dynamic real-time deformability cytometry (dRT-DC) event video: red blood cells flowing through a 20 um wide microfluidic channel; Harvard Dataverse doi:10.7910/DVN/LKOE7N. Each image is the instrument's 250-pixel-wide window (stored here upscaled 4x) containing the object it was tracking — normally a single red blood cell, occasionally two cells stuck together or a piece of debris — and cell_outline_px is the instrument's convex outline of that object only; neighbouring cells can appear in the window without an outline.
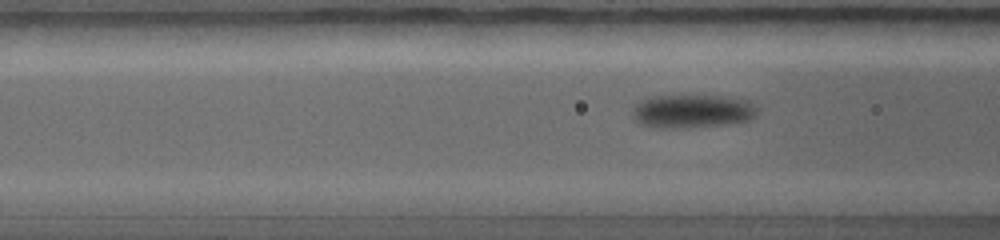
{"species": "common noctule bat (a hibernating species)", "species_latin": "Nyctalus noctula", "temperature_condition": "warm", "stored_images_in_passage": 44, "camera_frame_rate_fps": 5000, "um_per_image_px": 0.085, "animal": {"sex": "female", "body_mass_g": 19.0, "forearm_length_mm": 56.7}, "frame": {"image": 1, "passage_image": 4, "time_ms": 0.6, "image_size_px": [1000, 240], "cell_outline_px": [[756, 116], [748, 120], [724, 124], [688, 128], [652, 128], [640, 124], [632, 116], [632, 112], [636, 104], [640, 100], [652, 96], [680, 92], [720, 96], [748, 100], [756, 108]], "centroid_in_image_um": [58.76, 9.41], "position_along_channel_um": 107.8, "area_um2": 25.32}}
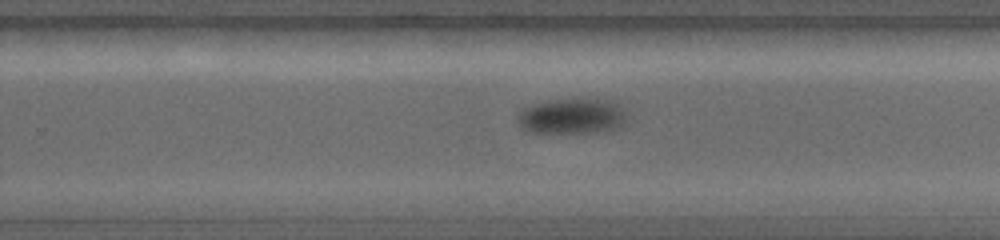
{"frame": {"image": 2, "passage_image": 20, "time_ms": 3.6, "image_size_px": [1000, 240], "cell_outline_px": [[624, 120], [620, 124], [612, 128], [596, 132], [532, 132], [524, 128], [520, 124], [520, 116], [528, 108], [536, 104], [576, 96], [616, 100], [624, 116]], "centroid_in_image_um": [48.69, 9.82], "position_along_channel_um": 281.1, "area_um2": 21.96}}
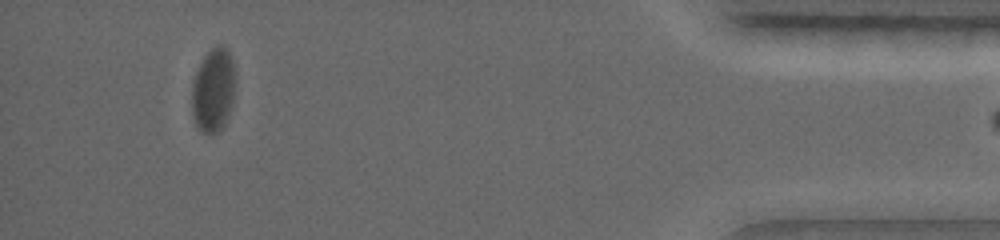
{"frame": {"image": 3, "passage_image": 42, "time_ms": 7.2, "image_size_px": [1000, 240], "cell_outline_px": [[236, 80], [232, 104], [228, 116], [224, 124], [212, 136], [208, 136], [200, 132], [196, 124], [192, 108], [192, 92], [196, 72], [204, 56], [216, 44], [220, 44], [232, 56]], "centroid_in_image_um": [18.15, 7.68], "position_along_channel_um": 417.0, "area_um2": 21.33}}